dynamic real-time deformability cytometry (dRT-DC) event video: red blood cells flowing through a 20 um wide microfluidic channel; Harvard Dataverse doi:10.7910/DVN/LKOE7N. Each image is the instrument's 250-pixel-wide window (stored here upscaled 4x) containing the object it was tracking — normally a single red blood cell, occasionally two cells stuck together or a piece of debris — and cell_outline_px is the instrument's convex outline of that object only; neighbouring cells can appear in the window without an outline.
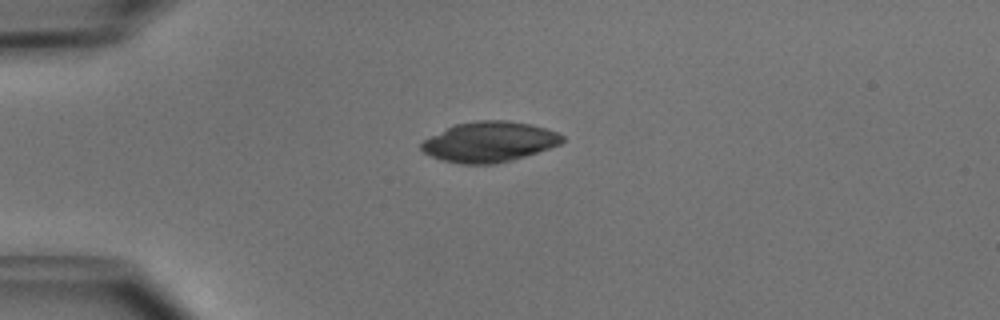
{"species": "common noctule bat (a hibernating species)", "species_latin": "Nyctalus noctula", "temperature_condition": "cold", "stored_images_in_passage": 38, "camera_frame_rate_fps": 3000, "um_per_image_px": 0.085, "animal": {"sex": "male", "body_mass_g": 15.6}, "frame": {"image": 1, "passage_image": 1, "time_ms": 0.0, "image_size_px": [1000, 320], "cell_outline_px": [[564, 140], [560, 144], [512, 160], [496, 164], [460, 164], [444, 160], [432, 156], [424, 152], [420, 148], [420, 144], [424, 140], [452, 124], [476, 120], [504, 120], [528, 124], [544, 128], [556, 132], [564, 136]], "centroid_in_image_um": [41.56, 12.05], "position_along_channel_um": 43.4, "area_um2": 32.89}}
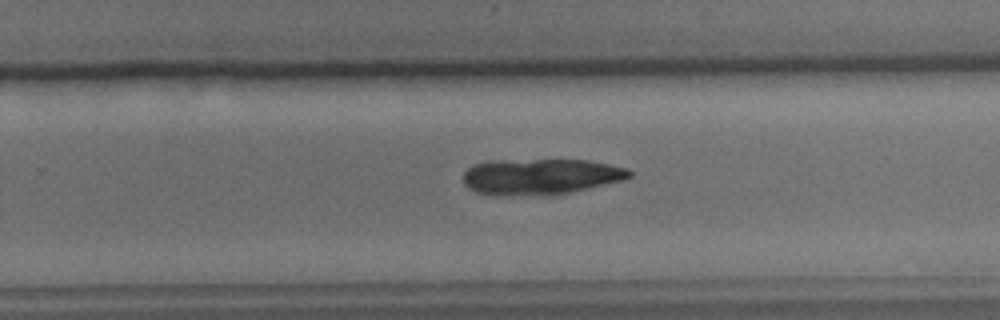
{"frame": {"image": 2, "passage_image": 21, "time_ms": 6.667, "image_size_px": [1000, 320], "cell_outline_px": [[632, 176], [620, 180], [568, 192], [548, 196], [476, 192], [468, 188], [464, 184], [464, 172], [472, 164], [488, 160], [584, 160], [608, 164], [628, 168], [632, 172]], "centroid_in_image_um": [45.91, 14.98], "position_along_channel_um": 283.9, "area_um2": 34.22}}
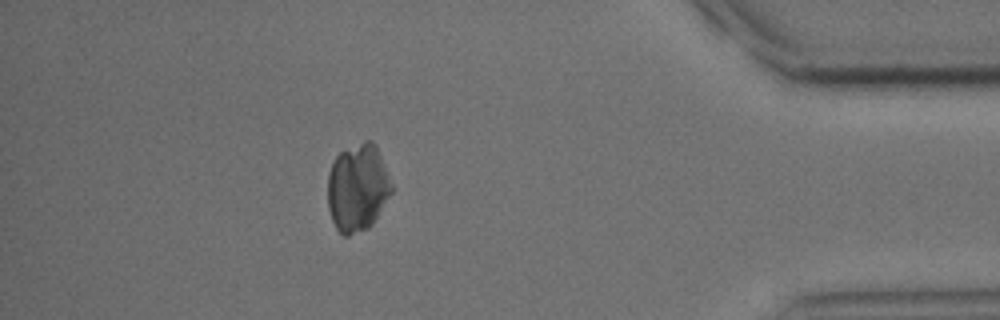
{"frame": {"image": 3, "passage_image": 33, "time_ms": 10.667, "image_size_px": [1000, 320], "cell_outline_px": [[392, 192], [372, 224], [368, 228], [348, 236], [344, 236], [336, 228], [332, 220], [328, 208], [328, 172], [336, 156], [340, 152], [364, 140], [372, 140], [376, 144], [392, 184]], "centroid_in_image_um": [30.39, 15.95], "position_along_channel_um": 404.8, "area_um2": 32.6}}